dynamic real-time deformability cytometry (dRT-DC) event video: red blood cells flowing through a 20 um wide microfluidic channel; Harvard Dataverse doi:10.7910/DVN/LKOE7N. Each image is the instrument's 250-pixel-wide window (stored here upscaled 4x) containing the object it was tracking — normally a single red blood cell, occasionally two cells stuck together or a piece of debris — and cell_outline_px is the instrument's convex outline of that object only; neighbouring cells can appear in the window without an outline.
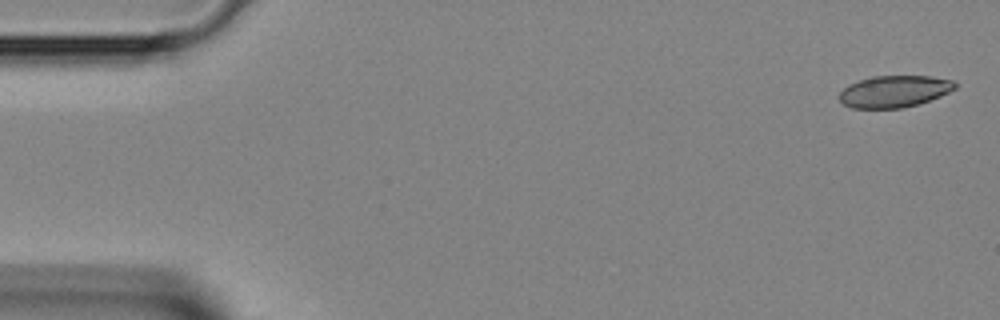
{"species": "Egyptian fruit bat (a non-hibernating species)", "species_latin": "Rousettus aegyptiacus", "temperature_condition": "room temperature", "stored_images_in_passage": 41, "camera_frame_rate_fps": 3000, "um_per_image_px": 0.085, "animal": {"sex": "female"}, "frame": {"image": 1, "passage_image": 1, "time_ms": 0.0, "image_size_px": [1000, 320], "cell_outline_px": [[956, 88], [940, 96], [920, 104], [900, 108], [852, 108], [844, 104], [840, 100], [840, 92], [848, 84], [872, 76], [932, 76], [952, 80], [956, 84]], "centroid_in_image_um": [76.02, 7.77], "position_along_channel_um": 9.0, "area_um2": 21.39}}
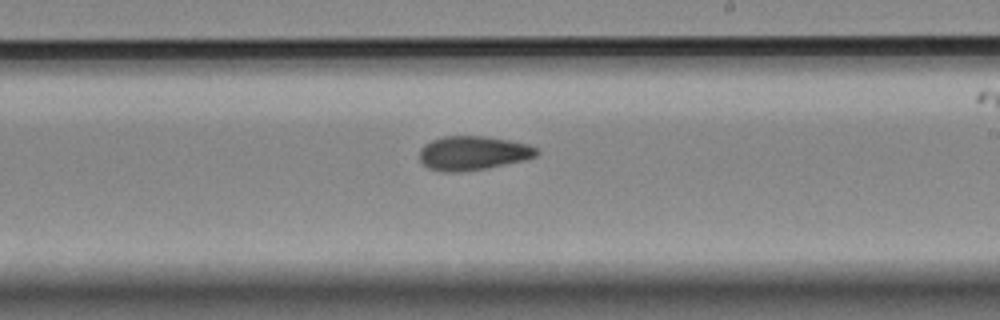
{"frame": {"image": 2, "passage_image": 24, "time_ms": 7.667, "image_size_px": [1000, 320], "cell_outline_px": [[540, 152], [536, 156], [524, 160], [488, 168], [460, 172], [444, 172], [428, 168], [420, 160], [420, 148], [424, 144], [432, 140], [444, 136], [484, 136], [508, 140], [528, 144], [536, 148]], "centroid_in_image_um": [40.19, 13.01], "position_along_channel_um": 248.8, "area_um2": 23.29}}
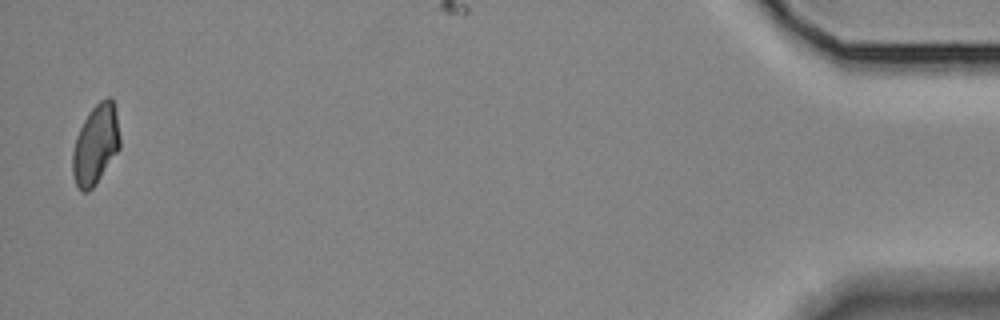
{"frame": {"image": 3, "passage_image": 41, "time_ms": 13.333, "image_size_px": [1000, 320], "cell_outline_px": [[120, 148], [96, 184], [88, 192], [80, 192], [76, 184], [72, 172], [72, 152], [76, 136], [88, 112], [100, 100], [108, 96], [112, 96], [120, 136]], "centroid_in_image_um": [8.12, 12.3], "position_along_channel_um": 427.1, "area_um2": 22.08}}